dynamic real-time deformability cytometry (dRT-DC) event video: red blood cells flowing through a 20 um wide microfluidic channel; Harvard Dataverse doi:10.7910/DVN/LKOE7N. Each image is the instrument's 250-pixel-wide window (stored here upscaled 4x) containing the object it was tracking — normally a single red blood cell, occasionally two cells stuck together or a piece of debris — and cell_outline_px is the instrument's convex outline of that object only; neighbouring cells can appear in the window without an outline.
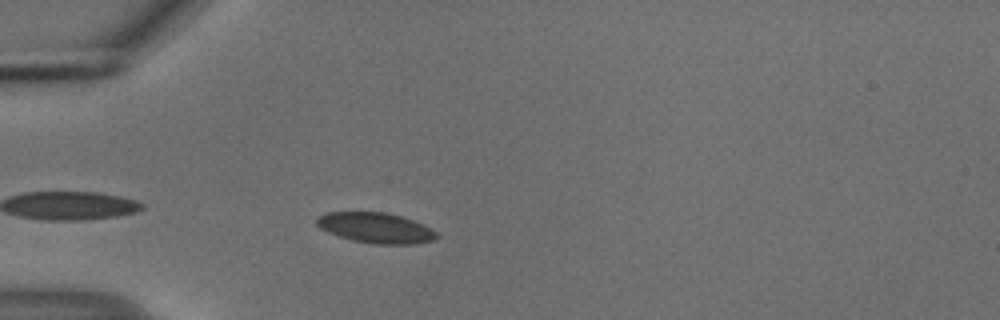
{"species": "common noctule bat (a hibernating species)", "species_latin": "Nyctalus noctula", "temperature_condition": "cold", "stored_images_in_passage": 11, "camera_frame_rate_fps": 3000, "um_per_image_px": 0.085, "animal": {"sex": "male", "body_mass_g": 18.8}, "frame": {"image": 1, "passage_image": 2, "time_ms": 0.333, "image_size_px": [1000, 320], "cell_outline_px": [[440, 236], [436, 240], [412, 244], [376, 244], [352, 240], [328, 232], [320, 228], [316, 224], [316, 220], [320, 216], [328, 212], [384, 212], [400, 216], [412, 220], [436, 232]], "centroid_in_image_um": [31.94, 19.37], "position_along_channel_um": 53.1, "area_um2": 20.98}}
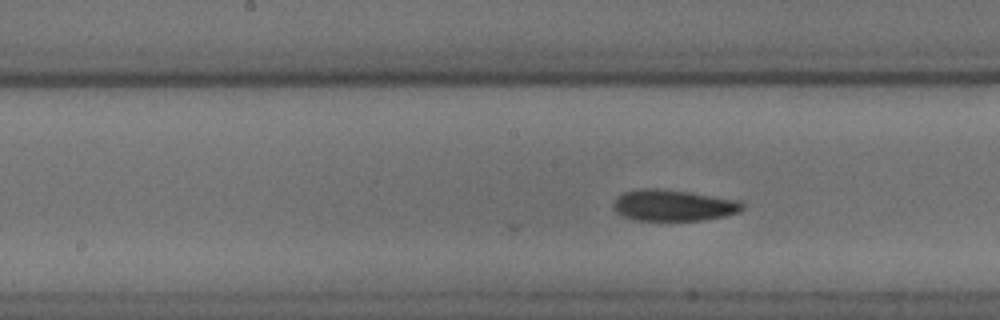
{"frame": {"image": 2, "passage_image": 11, "time_ms": 3.333, "image_size_px": [1000, 320], "cell_outline_px": [[744, 208], [740, 212], [724, 216], [700, 220], [636, 220], [620, 216], [612, 208], [612, 204], [624, 192], [640, 188], [660, 188], [688, 192], [740, 200], [744, 204]], "centroid_in_image_um": [57.23, 17.45], "position_along_channel_um": 191.0, "area_um2": 23.58}}